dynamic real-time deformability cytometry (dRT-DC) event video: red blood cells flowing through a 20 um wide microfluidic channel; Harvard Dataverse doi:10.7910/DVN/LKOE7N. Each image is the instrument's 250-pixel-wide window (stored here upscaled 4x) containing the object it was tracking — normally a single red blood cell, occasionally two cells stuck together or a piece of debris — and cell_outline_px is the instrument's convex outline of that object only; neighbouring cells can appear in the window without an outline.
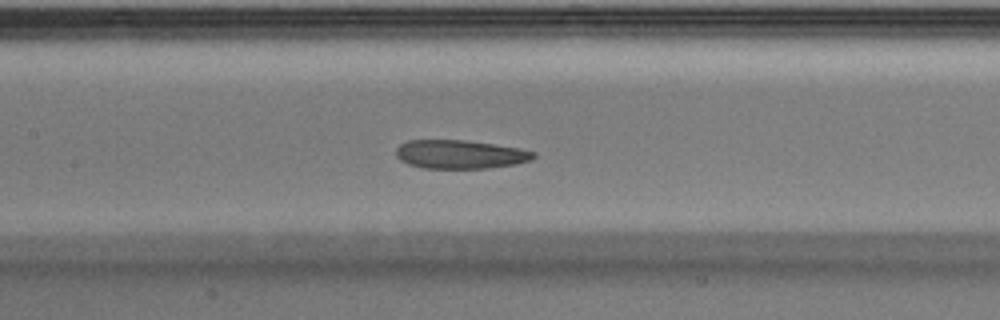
{"species": "Egyptian fruit bat (a non-hibernating species)", "species_latin": "Rousettus aegyptiacus", "temperature_condition": "warm", "stored_images_in_passage": 42, "camera_frame_rate_fps": 3000, "um_per_image_px": 0.085, "animal": {"sex": "male"}, "frame": {"image": 1, "passage_image": 19, "time_ms": 6.0, "image_size_px": [1000, 320], "cell_outline_px": [[536, 156], [532, 160], [516, 164], [488, 168], [424, 168], [408, 164], [400, 160], [396, 156], [396, 148], [400, 144], [408, 140], [464, 140], [520, 148], [536, 152]], "centroid_in_image_um": [39.12, 13.12], "position_along_channel_um": 168.3, "area_um2": 23.0}}